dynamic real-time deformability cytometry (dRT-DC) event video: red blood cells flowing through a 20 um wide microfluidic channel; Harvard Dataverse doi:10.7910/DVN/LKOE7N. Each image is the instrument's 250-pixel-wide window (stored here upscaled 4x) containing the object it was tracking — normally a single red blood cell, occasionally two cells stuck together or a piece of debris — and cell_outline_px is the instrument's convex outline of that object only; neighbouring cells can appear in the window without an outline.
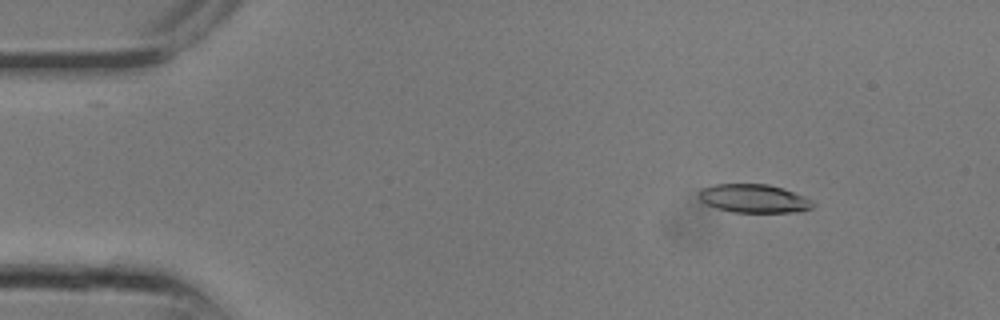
{"species": "common noctule bat (a hibernating species)", "species_latin": "Nyctalus noctula", "temperature_condition": "room temperature", "stored_images_in_passage": 10, "camera_frame_rate_fps": 3000, "um_per_image_px": 0.085, "animal": {"sex": "male", "body_mass_g": 13.3}, "frame": {"image": 1, "passage_image": 4, "time_ms": 1.0, "image_size_px": [1000, 320], "cell_outline_px": [[816, 204], [812, 208], [796, 212], [732, 212], [716, 208], [700, 200], [696, 196], [700, 188], [716, 184], [768, 184], [784, 188], [804, 196], [812, 200]], "centroid_in_image_um": [64.07, 16.87], "position_along_channel_um": 20.9, "area_um2": 19.13}}
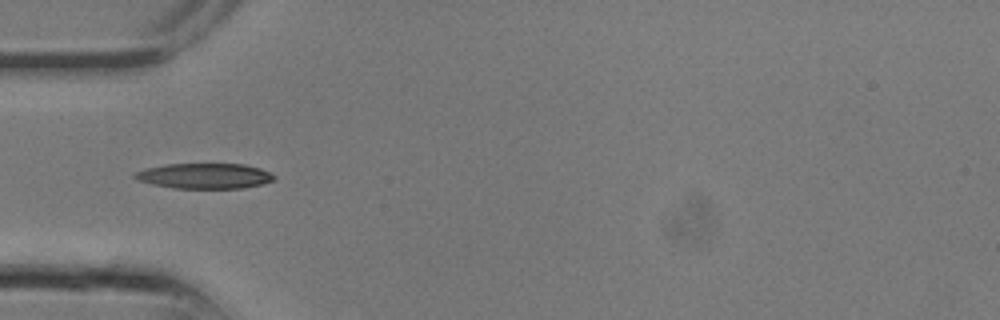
{"frame": {"image": 2, "passage_image": 9, "time_ms": 2.667, "image_size_px": [1000, 320], "cell_outline_px": [[276, 176], [272, 180], [264, 184], [244, 188], [176, 188], [152, 184], [136, 180], [132, 176], [136, 172], [144, 168], [168, 164], [244, 164], [260, 168]], "centroid_in_image_um": [17.37, 14.95], "position_along_channel_um": 67.6, "area_um2": 20.58}}